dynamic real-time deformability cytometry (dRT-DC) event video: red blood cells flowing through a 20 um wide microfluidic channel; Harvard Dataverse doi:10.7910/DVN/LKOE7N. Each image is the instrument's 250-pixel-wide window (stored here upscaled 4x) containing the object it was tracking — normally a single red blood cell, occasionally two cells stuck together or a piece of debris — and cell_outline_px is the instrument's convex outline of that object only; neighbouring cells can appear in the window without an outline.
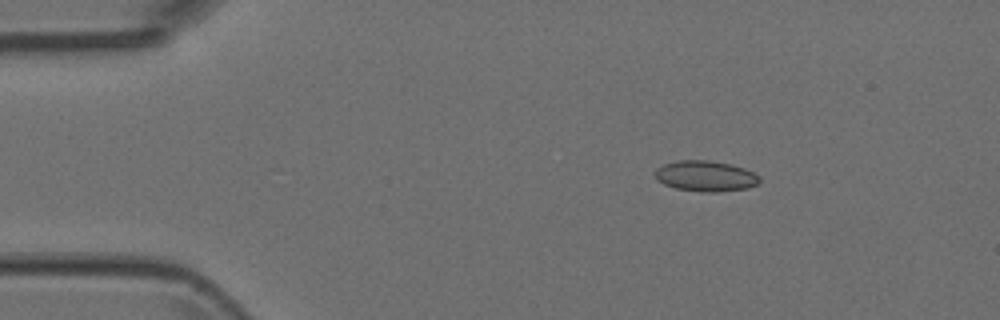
{"species": "Egyptian fruit bat (a non-hibernating species)", "species_latin": "Rousettus aegyptiacus", "temperature_condition": "room temperature", "stored_images_in_passage": 4, "camera_frame_rate_fps": 3000, "um_per_image_px": 0.085, "animal": {"sex": "female"}, "frame": {"image": 1, "passage_image": 2, "time_ms": 0.333, "image_size_px": [1000, 320], "cell_outline_px": [[760, 180], [756, 184], [748, 188], [716, 192], [700, 192], [676, 188], [664, 184], [656, 180], [656, 168], [664, 164], [680, 160], [708, 160], [732, 164], [744, 168], [760, 176]], "centroid_in_image_um": [59.97, 14.96], "position_along_channel_um": 25.0, "area_um2": 18.67}}
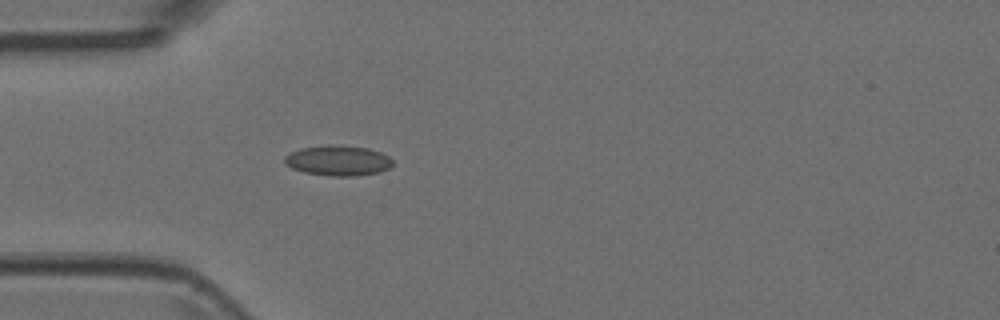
{"frame": {"image": 2, "passage_image": 4, "time_ms": 1.0, "image_size_px": [1000, 320], "cell_outline_px": [[392, 164], [388, 168], [380, 172], [356, 176], [328, 176], [304, 172], [292, 168], [284, 164], [284, 156], [300, 148], [328, 144], [340, 144], [368, 148], [380, 152], [388, 156], [392, 160]], "centroid_in_image_um": [28.71, 13.64], "position_along_channel_um": 56.3, "area_um2": 19.31}}